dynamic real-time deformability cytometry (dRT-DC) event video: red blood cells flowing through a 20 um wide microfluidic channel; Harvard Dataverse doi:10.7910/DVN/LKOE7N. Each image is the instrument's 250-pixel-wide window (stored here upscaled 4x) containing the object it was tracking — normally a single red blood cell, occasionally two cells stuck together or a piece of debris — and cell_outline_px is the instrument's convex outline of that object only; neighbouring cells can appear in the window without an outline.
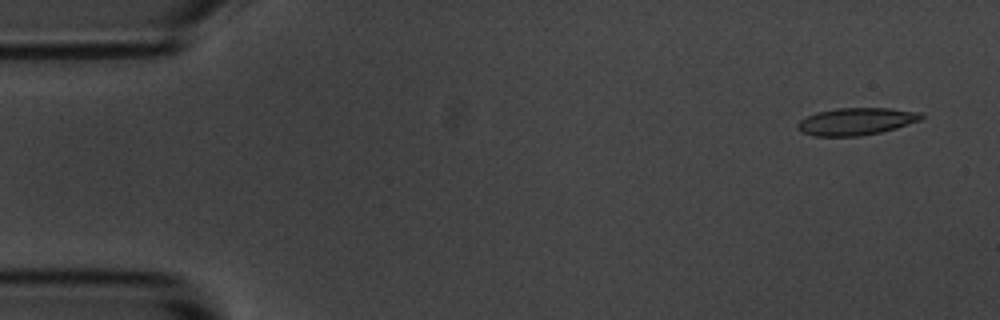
{"species": "common noctule bat (a hibernating species)", "species_latin": "Nyctalus noctula", "temperature_condition": "room temperature", "stored_images_in_passage": 4, "camera_frame_rate_fps": 3000, "um_per_image_px": 0.085, "animal": {"sex": "male", "body_mass_g": 20.1, "forearm_length_mm": 53.5}, "frame": {"image": 1, "passage_image": 1, "time_ms": 0.0, "image_size_px": [1000, 320], "cell_outline_px": [[924, 116], [920, 120], [896, 128], [880, 132], [860, 136], [812, 136], [800, 132], [796, 128], [796, 124], [800, 120], [816, 112], [836, 108], [892, 108], [920, 112]], "centroid_in_image_um": [72.74, 10.32], "position_along_channel_um": 12.3, "area_um2": 19.77}}
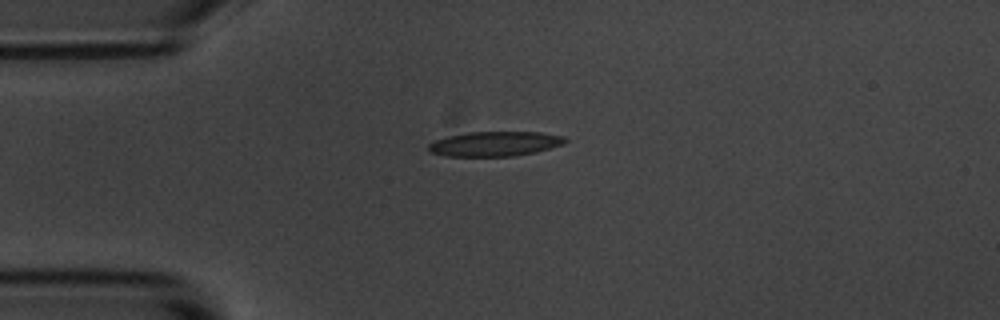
{"frame": {"image": 2, "passage_image": 4, "time_ms": 3.333, "image_size_px": [1000, 320], "cell_outline_px": [[568, 140], [564, 144], [536, 152], [512, 156], [444, 156], [428, 152], [428, 144], [436, 140], [448, 136], [468, 132], [540, 132], [564, 136]], "centroid_in_image_um": [42.06, 12.22], "position_along_channel_um": 42.9, "area_um2": 19.77}}